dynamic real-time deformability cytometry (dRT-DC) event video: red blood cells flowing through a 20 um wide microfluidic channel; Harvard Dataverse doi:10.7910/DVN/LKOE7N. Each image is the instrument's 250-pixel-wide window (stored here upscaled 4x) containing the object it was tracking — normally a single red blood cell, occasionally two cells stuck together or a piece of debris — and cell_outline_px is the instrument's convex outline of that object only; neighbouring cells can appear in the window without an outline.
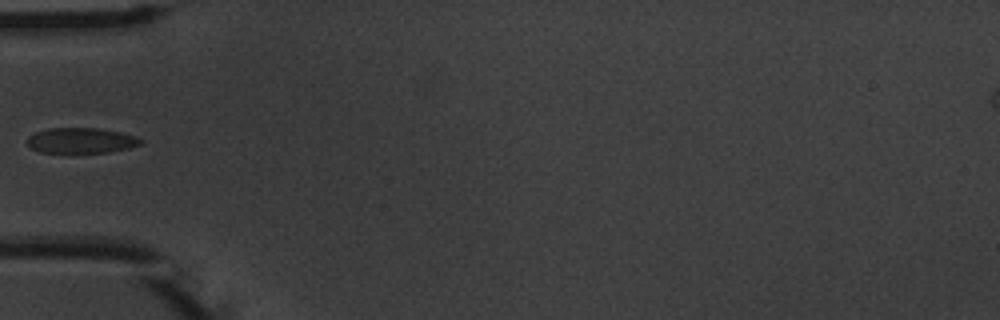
{"species": "common noctule bat (a hibernating species)", "species_latin": "Nyctalus noctula", "temperature_condition": "warm", "stored_images_in_passage": 7, "camera_frame_rate_fps": 3000, "um_per_image_px": 0.085, "animal": {"sex": "male", "body_mass_g": 20.1, "forearm_length_mm": 53.5}, "frame": {"image": 1, "passage_image": 6, "time_ms": 6.0, "image_size_px": [1000, 320], "cell_outline_px": [[144, 140], [140, 144], [128, 148], [108, 152], [40, 152], [28, 148], [28, 136], [36, 132], [48, 128], [100, 128], [120, 132], [136, 136]], "centroid_in_image_um": [6.88, 11.93], "position_along_channel_um": 78.1, "area_um2": 16.76}}
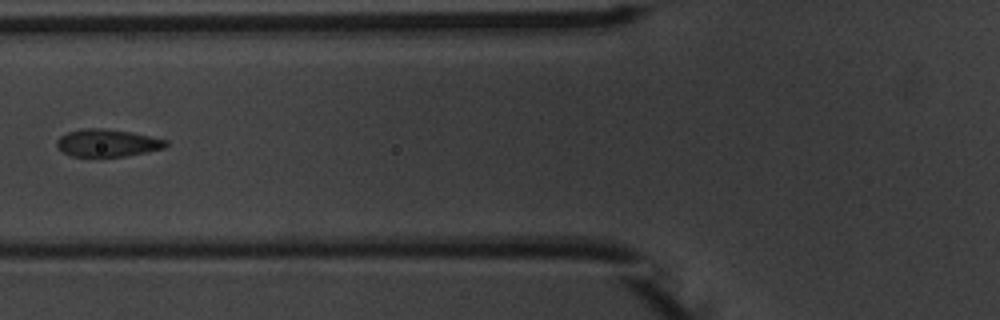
{"frame": {"image": 2, "passage_image": 7, "time_ms": 7.0, "image_size_px": [1000, 320], "cell_outline_px": [[168, 144], [164, 148], [124, 156], [72, 156], [64, 152], [56, 144], [56, 140], [60, 136], [68, 132], [84, 128], [104, 128], [132, 132], [168, 140]], "centroid_in_image_um": [9.13, 12.13], "position_along_channel_um": 116.7, "area_um2": 17.28}}